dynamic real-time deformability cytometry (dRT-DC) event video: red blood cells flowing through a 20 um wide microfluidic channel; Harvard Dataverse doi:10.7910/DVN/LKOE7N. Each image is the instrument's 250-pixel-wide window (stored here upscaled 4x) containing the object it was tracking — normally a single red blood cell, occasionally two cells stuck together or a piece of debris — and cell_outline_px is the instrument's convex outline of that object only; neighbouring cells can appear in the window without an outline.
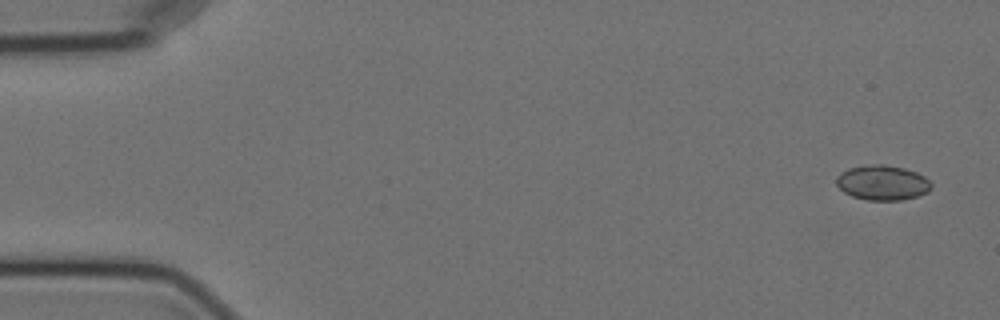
{"species": "Egyptian fruit bat (a non-hibernating species)", "species_latin": "Rousettus aegyptiacus", "temperature_condition": "cold", "stored_images_in_passage": 7, "camera_frame_rate_fps": 3000, "um_per_image_px": 0.085, "animal": {"sex": "female"}, "frame": {"image": 1, "passage_image": 1, "time_ms": 0.0, "image_size_px": [1000, 320], "cell_outline_px": [[932, 188], [928, 192], [916, 196], [900, 200], [868, 200], [852, 196], [844, 192], [836, 184], [836, 176], [840, 172], [848, 168], [872, 164], [884, 164], [904, 168], [916, 172], [924, 176], [932, 184]], "centroid_in_image_um": [75.0, 15.52], "position_along_channel_um": 10.0, "area_um2": 19.36}}
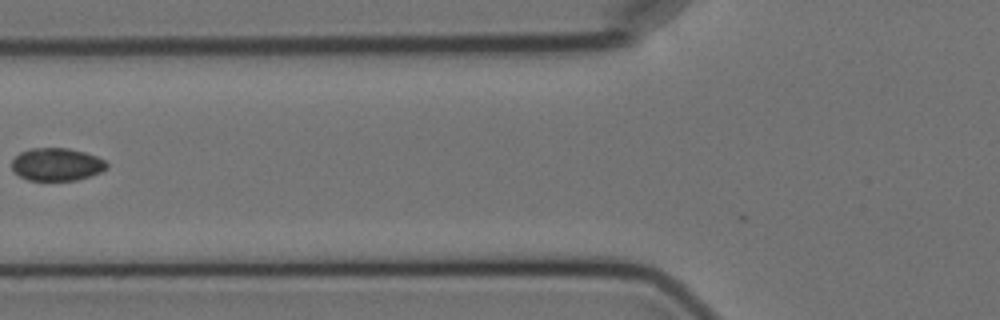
{"frame": {"image": 2, "passage_image": 6, "time_ms": 6.667, "image_size_px": [1000, 320], "cell_outline_px": [[108, 168], [100, 172], [76, 180], [28, 180], [20, 176], [12, 168], [12, 160], [20, 152], [32, 148], [68, 148], [84, 152], [96, 156], [104, 160], [108, 164]], "centroid_in_image_um": [4.83, 13.97], "position_along_channel_um": 121.0, "area_um2": 17.98}}
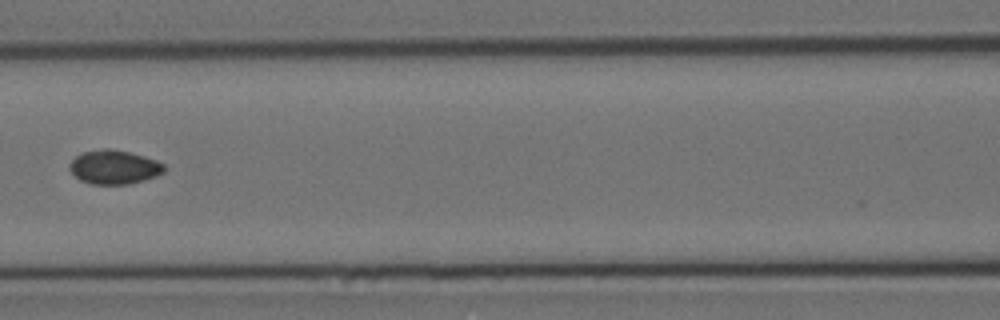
{"frame": {"image": 3, "passage_image": 7, "time_ms": 7.667, "image_size_px": [1000, 320], "cell_outline_px": [[164, 172], [156, 176], [144, 180], [128, 184], [92, 184], [80, 180], [68, 168], [68, 164], [80, 152], [104, 148], [108, 148], [128, 152], [144, 156], [156, 160], [164, 164]], "centroid_in_image_um": [9.68, 14.2], "position_along_channel_um": 156.9, "area_um2": 18.73}}